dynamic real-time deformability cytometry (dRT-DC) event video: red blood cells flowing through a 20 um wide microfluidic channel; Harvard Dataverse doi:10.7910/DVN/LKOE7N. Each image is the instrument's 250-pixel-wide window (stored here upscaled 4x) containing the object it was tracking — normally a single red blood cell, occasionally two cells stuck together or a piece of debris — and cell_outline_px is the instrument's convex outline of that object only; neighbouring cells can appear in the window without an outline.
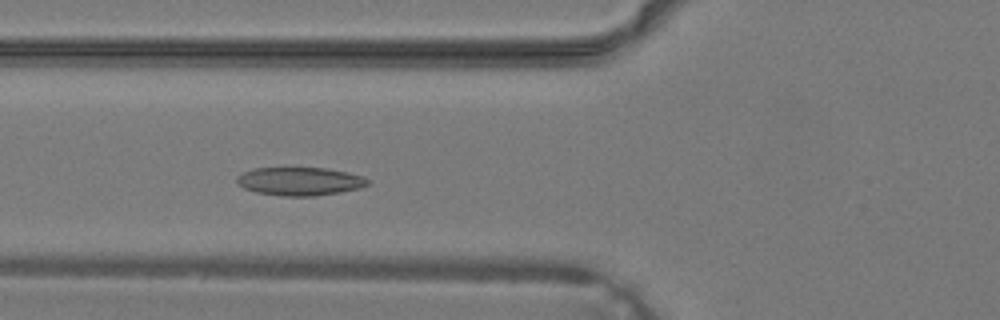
{"species": "common noctule bat (a hibernating species)", "species_latin": "Nyctalus noctula", "temperature_condition": "warm", "stored_images_in_passage": 35, "camera_frame_rate_fps": 3000, "um_per_image_px": 0.085, "animal": {"sex": "male", "body_mass_g": 19.2, "forearm_length_mm": 51.8}, "frame": {"image": 1, "passage_image": 10, "time_ms": 3.0, "image_size_px": [1000, 320], "cell_outline_px": [[368, 184], [360, 188], [340, 192], [316, 196], [280, 196], [256, 192], [244, 188], [236, 184], [236, 176], [252, 168], [324, 168], [348, 172], [364, 176], [368, 180]], "centroid_in_image_um": [25.46, 15.41], "position_along_channel_um": 100.3, "area_um2": 21.68}}
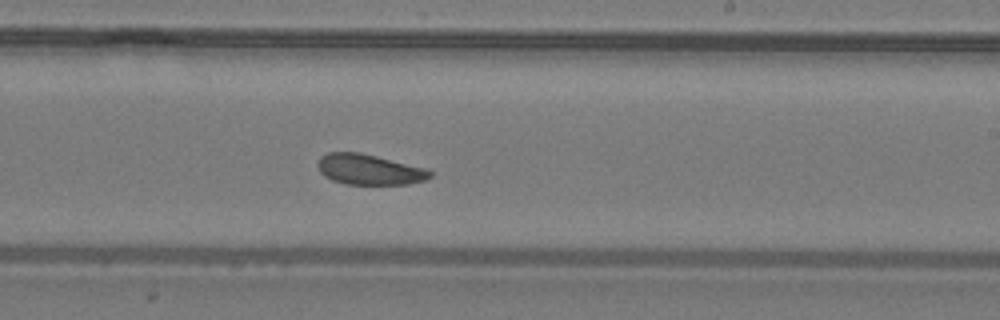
{"frame": {"image": 2, "passage_image": 19, "time_ms": 6.0, "image_size_px": [1000, 320], "cell_outline_px": [[432, 176], [428, 180], [408, 184], [348, 184], [332, 180], [324, 176], [320, 172], [316, 164], [320, 156], [328, 152], [360, 152], [428, 168], [432, 172]], "centroid_in_image_um": [31.41, 14.4], "position_along_channel_um": 257.6, "area_um2": 20.23}}
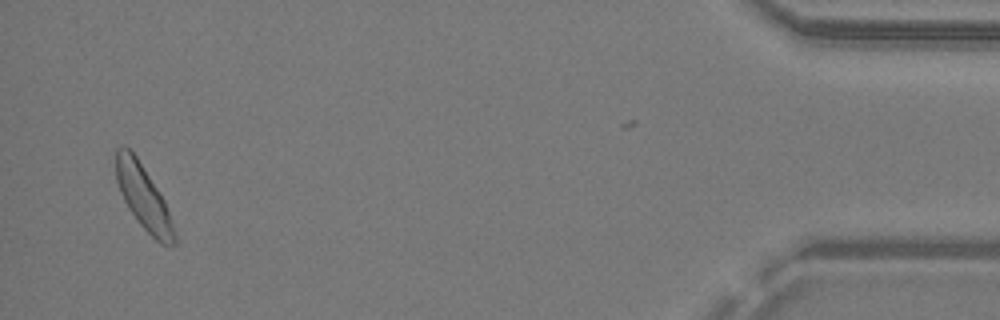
{"frame": {"image": 3, "passage_image": 33, "time_ms": 10.667, "image_size_px": [1000, 320], "cell_outline_px": [[176, 244], [160, 244], [140, 224], [128, 208], [120, 192], [116, 180], [116, 148], [128, 148], [136, 156], [160, 192], [164, 200], [176, 236]], "centroid_in_image_um": [12.19, 16.77], "position_along_channel_um": 423.0, "area_um2": 21.33}}